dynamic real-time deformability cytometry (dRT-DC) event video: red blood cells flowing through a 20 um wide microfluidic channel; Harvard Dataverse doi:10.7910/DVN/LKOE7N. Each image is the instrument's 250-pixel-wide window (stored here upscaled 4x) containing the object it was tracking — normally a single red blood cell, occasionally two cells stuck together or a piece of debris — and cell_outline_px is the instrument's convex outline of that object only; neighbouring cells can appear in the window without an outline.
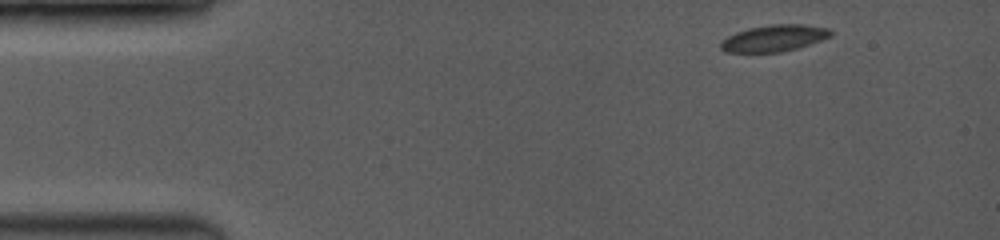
{"species": "common noctule bat (a hibernating species)", "species_latin": "Nyctalus noctula", "temperature_condition": "room temperature", "stored_images_in_passage": 9, "camera_frame_rate_fps": 3500, "um_per_image_px": 0.085, "animal": {"sex": "female", "body_mass_g": 19.0, "forearm_length_mm": 53.3}, "frame": {"image": 1, "passage_image": 1, "time_ms": 0.0, "image_size_px": [1000, 240], "cell_outline_px": [[832, 36], [796, 48], [780, 52], [724, 52], [720, 48], [720, 40], [736, 32], [748, 28], [772, 24], [804, 24], [828, 28], [832, 32]], "centroid_in_image_um": [65.76, 3.24], "position_along_channel_um": 19.2, "area_um2": 16.99}}
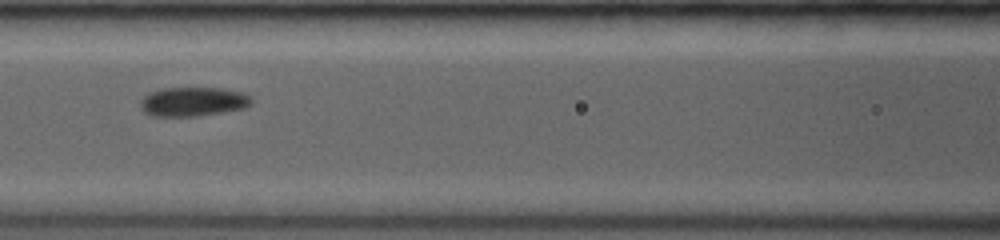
{"frame": {"image": 2, "passage_image": 7, "time_ms": 5.429, "image_size_px": [1000, 240], "cell_outline_px": [[252, 104], [244, 108], [196, 116], [152, 116], [144, 112], [140, 108], [140, 100], [148, 92], [164, 88], [220, 88], [240, 92], [248, 96], [252, 100]], "centroid_in_image_um": [16.35, 8.64], "position_along_channel_um": 150.2, "area_um2": 18.79}}
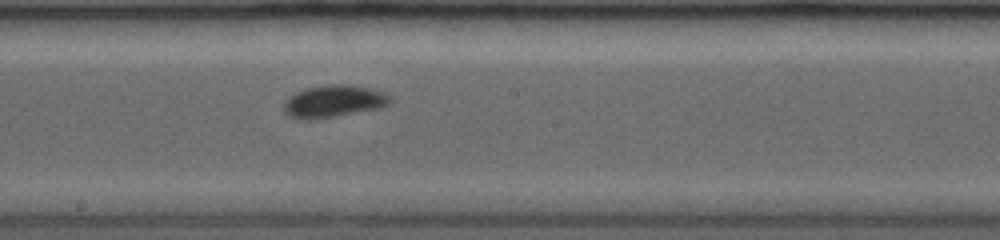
{"frame": {"image": 3, "passage_image": 9, "time_ms": 7.143, "image_size_px": [1000, 240], "cell_outline_px": [[392, 100], [388, 104], [380, 108], [308, 120], [300, 120], [288, 116], [284, 112], [284, 100], [296, 92], [308, 88], [328, 84], [340, 84], [368, 88], [384, 92], [392, 96]], "centroid_in_image_um": [28.34, 8.61], "position_along_channel_um": 219.9, "area_um2": 19.77}}